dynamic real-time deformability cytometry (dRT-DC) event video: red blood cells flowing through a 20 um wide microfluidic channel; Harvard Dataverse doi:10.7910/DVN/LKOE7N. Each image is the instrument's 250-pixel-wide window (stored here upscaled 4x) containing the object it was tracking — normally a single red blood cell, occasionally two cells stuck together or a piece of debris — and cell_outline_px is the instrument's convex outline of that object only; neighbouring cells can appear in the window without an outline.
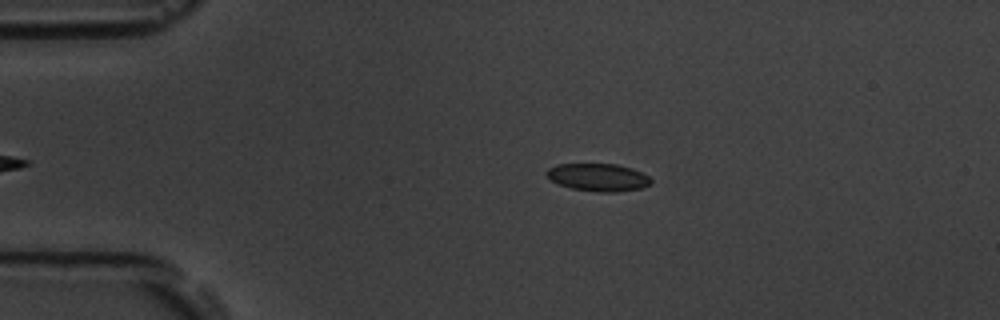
{"species": "common noctule bat (a hibernating species)", "species_latin": "Nyctalus noctula", "temperature_condition": "room temperature", "stored_images_in_passage": 40, "camera_frame_rate_fps": 3000, "um_per_image_px": 0.085, "animal": {"sex": "male", "body_mass_g": 19.5, "forearm_length_mm": 54.6}, "frame": {"image": 1, "passage_image": 4, "time_ms": 1.0, "image_size_px": [1000, 320], "cell_outline_px": [[652, 184], [640, 188], [616, 192], [600, 192], [572, 188], [560, 184], [552, 180], [544, 172], [548, 168], [556, 164], [616, 164], [632, 168], [648, 176], [652, 180]], "centroid_in_image_um": [50.85, 15.06], "position_along_channel_um": 34.1, "area_um2": 16.7}}
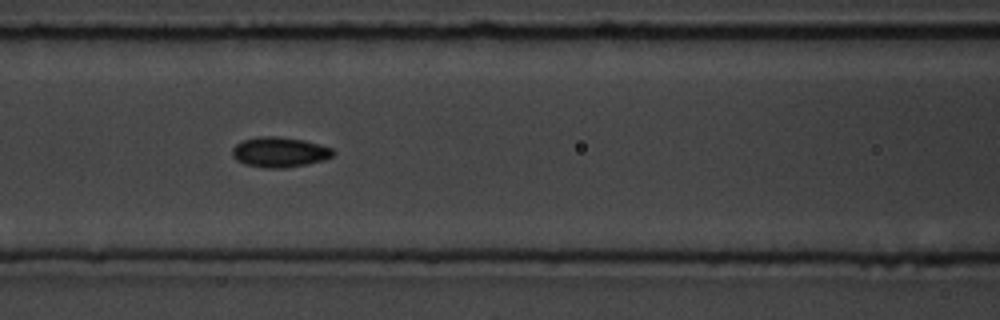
{"frame": {"image": 2, "passage_image": 16, "time_ms": 5.0, "image_size_px": [1000, 320], "cell_outline_px": [[336, 152], [332, 156], [324, 160], [284, 168], [268, 168], [244, 164], [236, 160], [232, 156], [232, 148], [236, 144], [244, 140], [256, 136], [276, 136], [304, 140], [332, 148]], "centroid_in_image_um": [23.74, 12.92], "position_along_channel_um": 142.9, "area_um2": 17.69}}
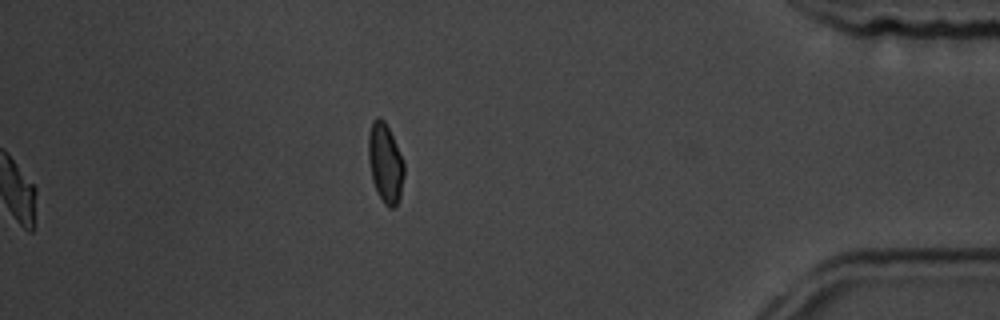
{"frame": {"image": 3, "passage_image": 40, "time_ms": 13.0, "image_size_px": [1000, 320], "cell_outline_px": [[404, 176], [400, 196], [396, 204], [392, 208], [388, 208], [384, 204], [376, 192], [372, 180], [368, 160], [368, 132], [372, 120], [376, 116], [380, 116], [384, 120], [404, 160]], "centroid_in_image_um": [32.73, 13.84], "position_along_channel_um": 402.5, "area_um2": 16.76}, "authors_computed_cell_mechanics": {"area_um2": 16.8487, "velocity_mm_per_s": 3.7795, "shape_relaxation_time_tau1_ms": 3.9385, "shape_relaxation_time_tau2_ms": 2.4623, "deformation_change_tau1": 0.0967, "deformation_change_tau2": 0.0479}}